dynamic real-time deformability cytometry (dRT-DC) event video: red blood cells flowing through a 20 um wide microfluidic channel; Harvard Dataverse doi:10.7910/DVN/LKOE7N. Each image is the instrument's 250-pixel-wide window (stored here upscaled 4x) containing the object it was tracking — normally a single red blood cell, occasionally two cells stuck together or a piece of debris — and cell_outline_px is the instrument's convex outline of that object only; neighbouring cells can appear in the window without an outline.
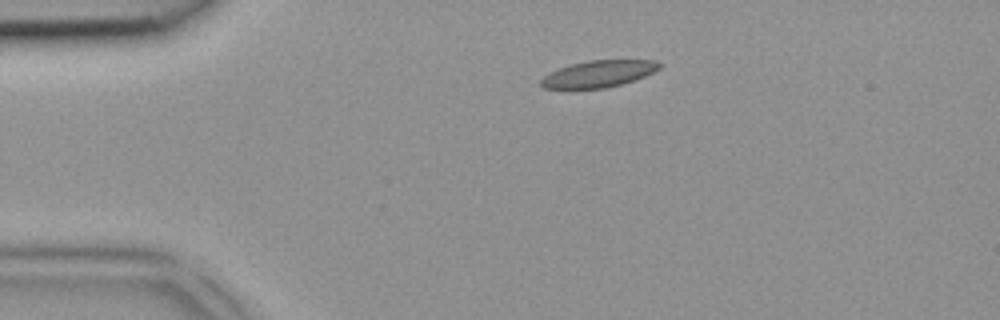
{"species": "common noctule bat (a hibernating species)", "species_latin": "Nyctalus noctula", "temperature_condition": "room temperature", "stored_images_in_passage": 3, "camera_frame_rate_fps": 3000, "um_per_image_px": 0.085, "animal": {"sex": "female", "body_mass_g": 18.4}, "frame": {"image": 1, "passage_image": 2, "time_ms": 0.333, "image_size_px": [1000, 320], "cell_outline_px": [[664, 64], [660, 68], [644, 76], [620, 84], [604, 88], [544, 88], [540, 84], [540, 80], [544, 76], [560, 68], [572, 64], [588, 60], [656, 60]], "centroid_in_image_um": [50.91, 6.26], "position_along_channel_um": 34.1, "area_um2": 18.15}}